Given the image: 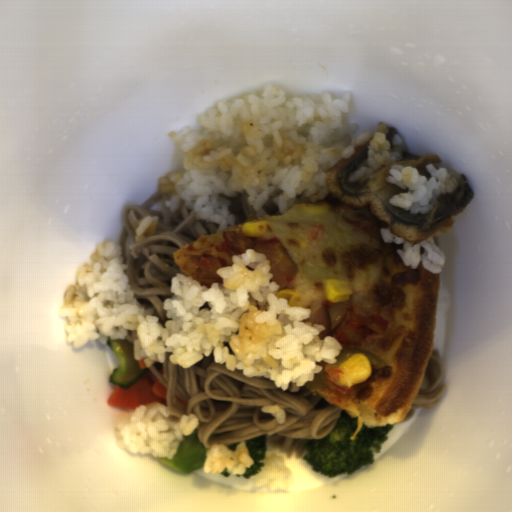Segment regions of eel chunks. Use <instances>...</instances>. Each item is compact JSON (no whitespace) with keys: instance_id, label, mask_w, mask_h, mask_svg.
I'll return each mask as SVG.
<instances>
[{"instance_id":"4dd315ae","label":"eel chunks","mask_w":512,"mask_h":512,"mask_svg":"<svg viewBox=\"0 0 512 512\" xmlns=\"http://www.w3.org/2000/svg\"><path fill=\"white\" fill-rule=\"evenodd\" d=\"M371 137L364 145L355 148L349 158H341L333 167L326 171V186L329 193L341 204L364 210L368 207L373 217L383 222L391 234L401 237L408 243L417 244L444 227H451L456 217L462 213L474 196L466 176L460 174L457 188L452 193L438 196L431 210L426 214H414L390 203L393 195L407 192L397 184L388 183L389 171L393 165L413 166L419 175H426L429 182L432 174L427 165L441 163L439 156H419L408 151L403 142L402 159L379 170L365 183L350 182V175L368 159V145Z\"/></svg>"},{"instance_id":"57646c5b","label":"eel chunks","mask_w":512,"mask_h":512,"mask_svg":"<svg viewBox=\"0 0 512 512\" xmlns=\"http://www.w3.org/2000/svg\"><path fill=\"white\" fill-rule=\"evenodd\" d=\"M388 128V131H387V141L390 142V143H393V139H394V135L397 134V130L395 127H387Z\"/></svg>"}]
</instances>
